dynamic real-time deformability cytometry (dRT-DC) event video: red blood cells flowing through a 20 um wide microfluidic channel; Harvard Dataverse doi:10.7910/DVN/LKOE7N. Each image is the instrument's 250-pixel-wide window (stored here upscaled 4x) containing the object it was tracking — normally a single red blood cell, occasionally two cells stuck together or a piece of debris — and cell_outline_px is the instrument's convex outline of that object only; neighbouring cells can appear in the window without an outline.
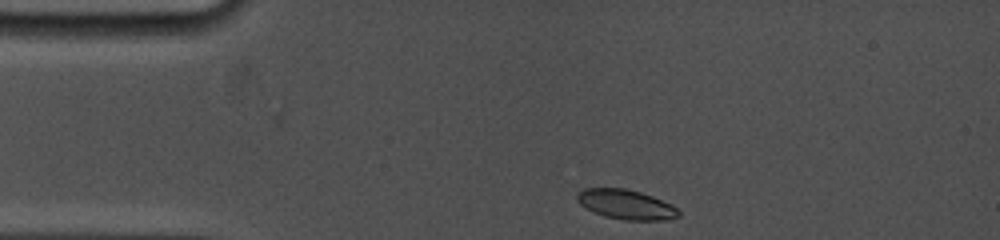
{"species": "common noctule bat (a hibernating species)", "species_latin": "Nyctalus noctula", "temperature_condition": "cold", "stored_images_in_passage": 82, "camera_frame_rate_fps": 5000, "um_per_image_px": 0.085, "animal": {"sex": "female", "body_mass_g": 19.0, "forearm_length_mm": 53.3}, "frame": {"image": 1, "passage_image": 1, "time_ms": 0.0, "image_size_px": [1000, 240], "cell_outline_px": [[680, 216], [668, 220], [624, 220], [604, 216], [580, 204], [576, 200], [576, 192], [584, 188], [624, 188], [640, 192], [652, 196], [676, 208], [680, 212]], "centroid_in_image_um": [53.19, 17.38], "position_along_channel_um": 31.8, "area_um2": 17.4}}
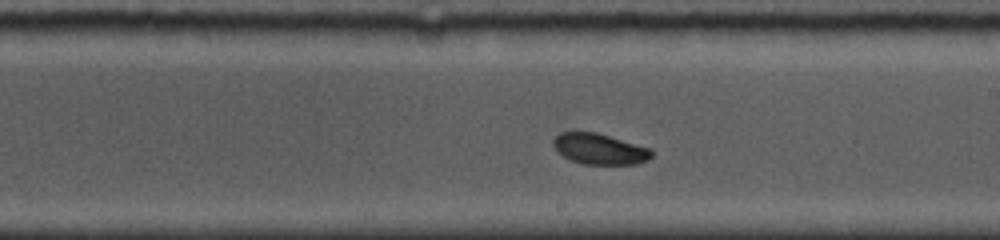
{"frame": {"image": 2, "passage_image": 52, "time_ms": 6.6, "image_size_px": [1000, 240], "cell_outline_px": [[652, 156], [648, 160], [636, 164], [584, 164], [572, 160], [556, 152], [552, 144], [552, 140], [560, 132], [596, 132], [652, 148]], "centroid_in_image_um": [50.96, 12.66], "position_along_channel_um": 238.0, "area_um2": 17.74}}
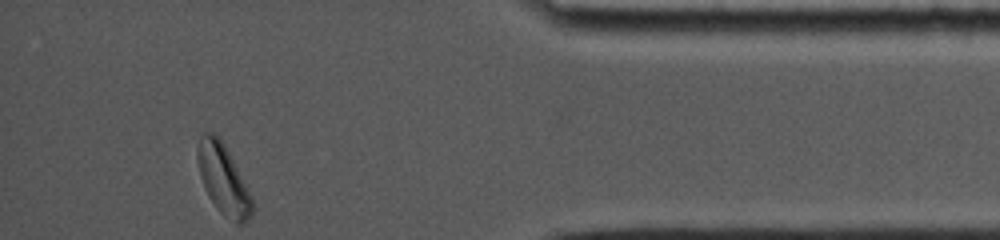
{"frame": {"image": 3, "passage_image": 82, "time_ms": 12.0, "image_size_px": [1000, 240], "cell_outline_px": [[252, 216], [244, 224], [236, 224], [224, 216], [216, 208], [208, 196], [204, 188], [200, 176], [196, 156], [196, 148], [200, 136], [204, 132], [212, 132], [220, 136], [252, 196]], "centroid_in_image_um": [18.95, 15.24], "position_along_channel_um": 416.2, "area_um2": 22.54}, "authors_computed_cell_mechanics": {"area_um2": 18.2937, "velocity_mm_per_s": 3.7698, "shape_relaxation_time_tau1_ms": 1.193, "shape_relaxation_time_tau2_ms": 3.814, "deformation_change_tau1": 0.0965, "deformation_change_tau2": 0.0646}}